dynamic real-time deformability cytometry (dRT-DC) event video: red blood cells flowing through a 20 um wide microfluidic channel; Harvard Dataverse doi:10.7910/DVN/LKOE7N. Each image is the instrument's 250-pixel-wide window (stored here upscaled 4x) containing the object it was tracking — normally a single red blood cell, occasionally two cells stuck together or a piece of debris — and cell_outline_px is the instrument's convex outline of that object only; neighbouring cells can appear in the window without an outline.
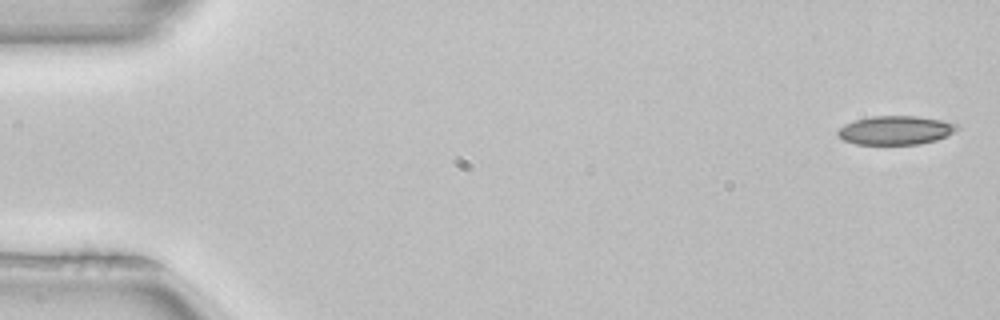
{"species": "common noctule bat (a hibernating species)", "species_latin": "Nyctalus noctula", "temperature_condition": "room temperature", "stored_images_in_passage": 5, "camera_frame_rate_fps": 3000, "um_per_image_px": 0.085, "animal": {"sex": "female", "body_mass_g": 22.7, "forearm_length_mm": 54.2}, "frame": {"image": 1, "passage_image": 1, "time_ms": 0.0, "image_size_px": [1000, 320], "cell_outline_px": [[960, 128], [936, 140], [920, 144], [856, 144], [844, 140], [836, 136], [836, 132], [844, 124], [856, 120], [872, 116], [916, 116], [940, 120], [960, 124]], "centroid_in_image_um": [76.1, 11.07], "position_along_channel_um": 8.9, "area_um2": 19.94}}
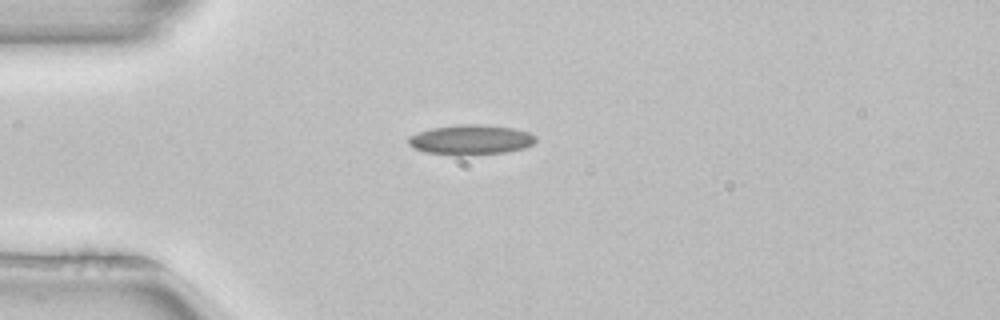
{"frame": {"image": 2, "passage_image": 4, "time_ms": 1.0, "image_size_px": [1000, 320], "cell_outline_px": [[536, 140], [532, 144], [524, 148], [504, 152], [464, 156], [460, 156], [424, 152], [412, 148], [408, 144], [408, 136], [432, 128], [460, 124], [480, 124], [512, 128], [528, 132], [536, 136]], "centroid_in_image_um": [39.98, 11.89], "position_along_channel_um": 45.0, "area_um2": 22.31}}
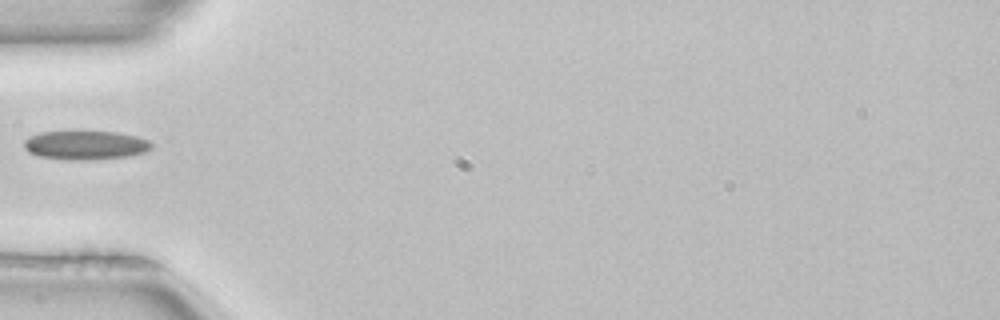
{"frame": {"image": 3, "passage_image": 5, "time_ms": 1.333, "image_size_px": [1000, 320], "cell_outline_px": [[152, 148], [144, 152], [128, 156], [84, 160], [76, 160], [40, 156], [28, 152], [24, 148], [24, 140], [28, 136], [40, 132], [116, 132], [136, 136], [148, 140], [152, 144]], "centroid_in_image_um": [7.25, 12.33], "position_along_channel_um": 77.8, "area_um2": 21.21}}